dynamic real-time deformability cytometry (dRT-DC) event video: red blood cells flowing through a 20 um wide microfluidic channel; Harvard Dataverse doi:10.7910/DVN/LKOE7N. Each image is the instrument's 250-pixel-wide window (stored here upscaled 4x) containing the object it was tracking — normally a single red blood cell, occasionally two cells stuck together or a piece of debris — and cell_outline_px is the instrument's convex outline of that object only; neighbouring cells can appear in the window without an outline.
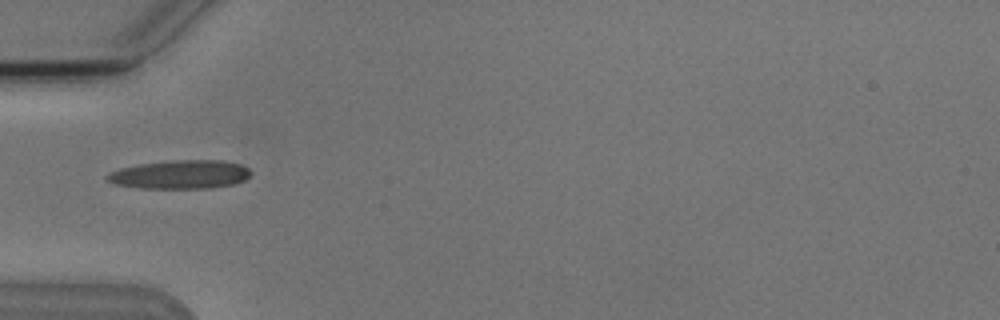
{"species": "Egyptian fruit bat (a non-hibernating species)", "species_latin": "Rousettus aegyptiacus", "temperature_condition": "cold", "stored_images_in_passage": 2, "camera_frame_rate_fps": 3000, "um_per_image_px": 0.085, "animal": {"sex": "male"}, "frame": {"image": 1, "passage_image": 2, "time_ms": 1.0, "image_size_px": [1000, 320], "cell_outline_px": [[252, 172], [244, 180], [236, 184], [212, 188], [140, 188], [112, 184], [104, 176], [120, 168], [140, 164], [172, 160], [224, 160], [240, 164], [248, 168]], "centroid_in_image_um": [15.34, 14.83], "position_along_channel_um": 69.7, "area_um2": 24.1}}